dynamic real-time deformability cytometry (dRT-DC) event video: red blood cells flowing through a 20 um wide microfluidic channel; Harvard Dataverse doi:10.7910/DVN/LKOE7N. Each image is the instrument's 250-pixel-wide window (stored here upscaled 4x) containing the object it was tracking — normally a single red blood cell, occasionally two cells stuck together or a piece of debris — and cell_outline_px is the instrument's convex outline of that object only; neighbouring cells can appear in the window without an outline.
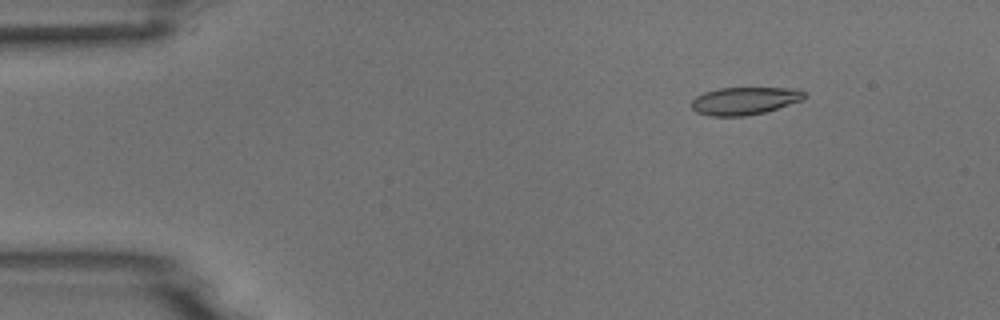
{"species": "common noctule bat (a hibernating species)", "species_latin": "Nyctalus noctula", "temperature_condition": "room temperature", "stored_images_in_passage": 4, "camera_frame_rate_fps": 3000, "um_per_image_px": 0.085, "animal": {"sex": "male", "body_mass_g": 18.8}, "frame": {"image": 1, "passage_image": 1, "time_ms": 0.0, "image_size_px": [1000, 320], "cell_outline_px": [[804, 100], [764, 112], [744, 116], [708, 116], [696, 112], [692, 108], [692, 100], [696, 96], [704, 92], [720, 88], [800, 88], [804, 92]], "centroid_in_image_um": [63.29, 8.57], "position_along_channel_um": 21.7, "area_um2": 18.21}}
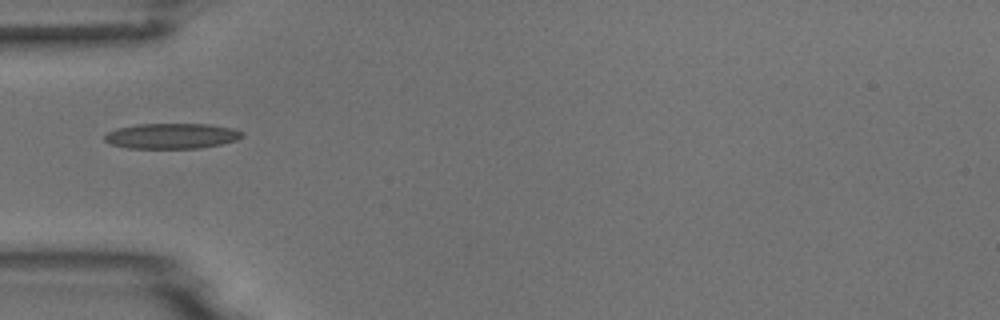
{"frame": {"image": 2, "passage_image": 3, "time_ms": 3.333, "image_size_px": [1000, 320], "cell_outline_px": [[244, 136], [236, 140], [220, 144], [200, 148], [128, 148], [112, 144], [104, 140], [104, 136], [108, 132], [116, 128], [136, 124], [208, 124], [232, 128], [244, 132]], "centroid_in_image_um": [14.6, 11.55], "position_along_channel_um": 70.4, "area_um2": 20.35}}
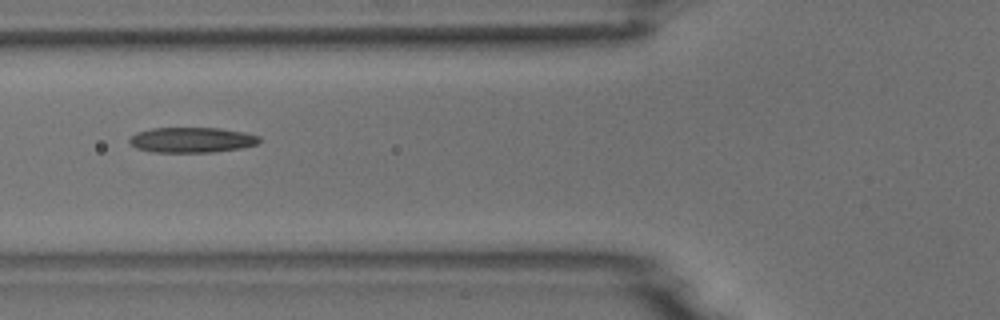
{"frame": {"image": 3, "passage_image": 4, "time_ms": 4.333, "image_size_px": [1000, 320], "cell_outline_px": [[260, 144], [240, 148], [212, 152], [152, 152], [136, 148], [128, 140], [136, 132], [152, 128], [220, 128], [244, 132], [260, 136]], "centroid_in_image_um": [16.32, 11.89], "position_along_channel_um": 109.5, "area_um2": 19.19}}